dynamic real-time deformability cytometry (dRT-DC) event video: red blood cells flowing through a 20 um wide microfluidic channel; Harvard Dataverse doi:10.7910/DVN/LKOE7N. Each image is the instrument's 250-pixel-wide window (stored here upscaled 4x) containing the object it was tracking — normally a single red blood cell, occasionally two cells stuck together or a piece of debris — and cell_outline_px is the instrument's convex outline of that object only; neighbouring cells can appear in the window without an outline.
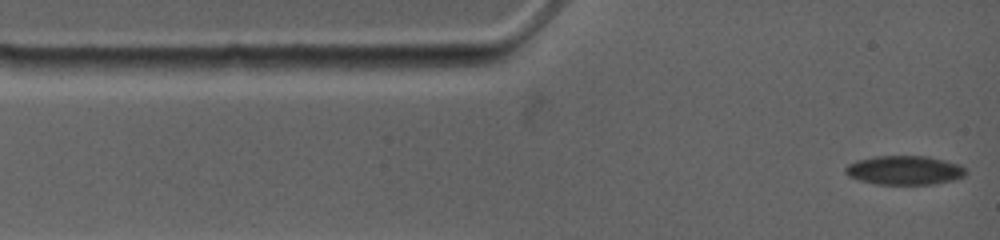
{"species": "common noctule bat (a hibernating species)", "species_latin": "Nyctalus noctula", "temperature_condition": "warm", "stored_images_in_passage": 55, "camera_frame_rate_fps": 4500, "um_per_image_px": 0.085, "animal": {"sex": "female", "body_mass_g": 19.0, "forearm_length_mm": 53.3}, "frame": {"image": 1, "passage_image": 1, "time_ms": 0.0, "image_size_px": [1000, 240], "cell_outline_px": [[968, 172], [964, 176], [956, 180], [936, 184], [876, 184], [860, 180], [848, 176], [844, 172], [844, 168], [848, 164], [856, 160], [876, 156], [928, 156], [960, 164]], "centroid_in_image_um": [76.9, 14.47], "position_along_channel_um": 8.1, "area_um2": 20.58}}
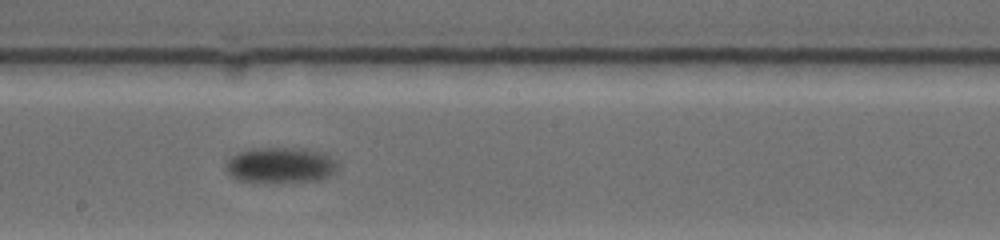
{"frame": {"image": 2, "passage_image": 24, "time_ms": 7.333, "image_size_px": [1000, 240], "cell_outline_px": [[340, 168], [336, 172], [320, 180], [240, 180], [232, 176], [224, 168], [224, 164], [236, 152], [248, 148], [304, 148], [320, 152], [336, 160]], "centroid_in_image_um": [23.85, 13.99], "position_along_channel_um": 224.3, "area_um2": 22.83}}
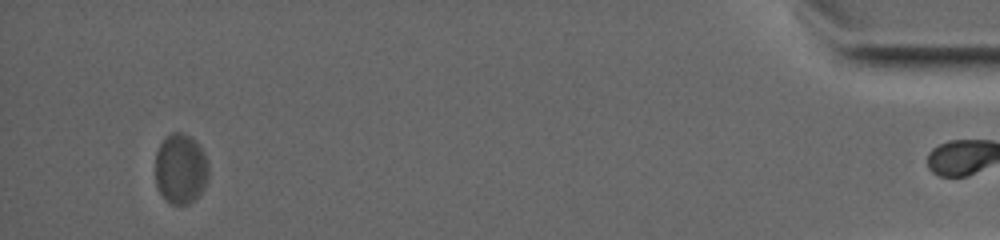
{"frame": {"image": 3, "passage_image": 54, "time_ms": 16.444, "image_size_px": [1000, 240], "cell_outline_px": [[208, 180], [204, 188], [188, 204], [172, 204], [160, 192], [156, 184], [156, 152], [164, 136], [172, 132], [184, 132], [196, 140], [204, 152], [208, 160]], "centroid_in_image_um": [15.37, 14.29], "position_along_channel_um": 419.8, "area_um2": 21.91}, "authors_computed_cell_mechanics": {"area_um2": 22.1952, "velocity_mm_per_s": 3.4855, "shape_relaxation_time_tau1_ms": 7.2266, "shape_relaxation_time_tau2_ms": null, "deformation_change_tau1": 0.238, "deformation_change_tau2": null}}